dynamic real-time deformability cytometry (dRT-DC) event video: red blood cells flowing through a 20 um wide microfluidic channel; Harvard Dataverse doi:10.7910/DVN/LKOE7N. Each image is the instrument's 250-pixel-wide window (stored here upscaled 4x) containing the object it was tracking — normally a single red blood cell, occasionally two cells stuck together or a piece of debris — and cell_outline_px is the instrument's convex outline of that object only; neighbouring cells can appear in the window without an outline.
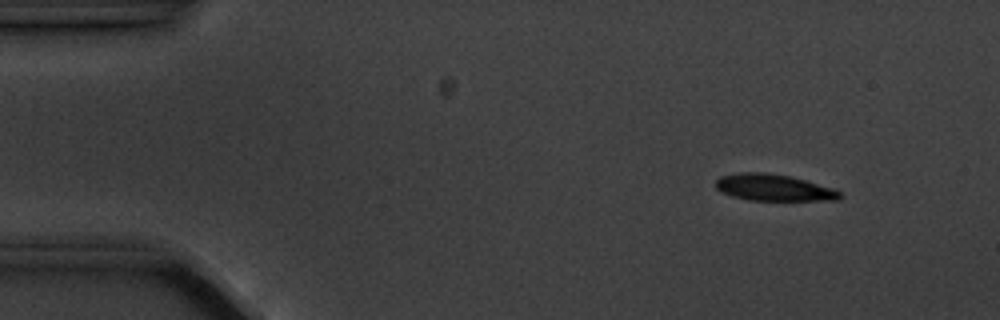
{"species": "common noctule bat (a hibernating species)", "species_latin": "Nyctalus noctula", "temperature_condition": "cold", "stored_images_in_passage": 5, "segment_of_instrument_passage": [1, 2], "camera_frame_rate_fps": 3000, "um_per_image_px": 0.085, "animal": {"sex": "male", "body_mass_g": 20.1, "forearm_length_mm": 53.5}, "frame": {"image": 1, "passage_image": 1, "time_ms": 0.0, "image_size_px": [1000, 320], "cell_outline_px": [[840, 200], [748, 200], [732, 196], [720, 192], [716, 188], [716, 180], [720, 176], [740, 172], [764, 172], [788, 176], [804, 180], [832, 188], [840, 192]], "centroid_in_image_um": [65.7, 15.95], "position_along_channel_um": 19.3, "area_um2": 19.07}}